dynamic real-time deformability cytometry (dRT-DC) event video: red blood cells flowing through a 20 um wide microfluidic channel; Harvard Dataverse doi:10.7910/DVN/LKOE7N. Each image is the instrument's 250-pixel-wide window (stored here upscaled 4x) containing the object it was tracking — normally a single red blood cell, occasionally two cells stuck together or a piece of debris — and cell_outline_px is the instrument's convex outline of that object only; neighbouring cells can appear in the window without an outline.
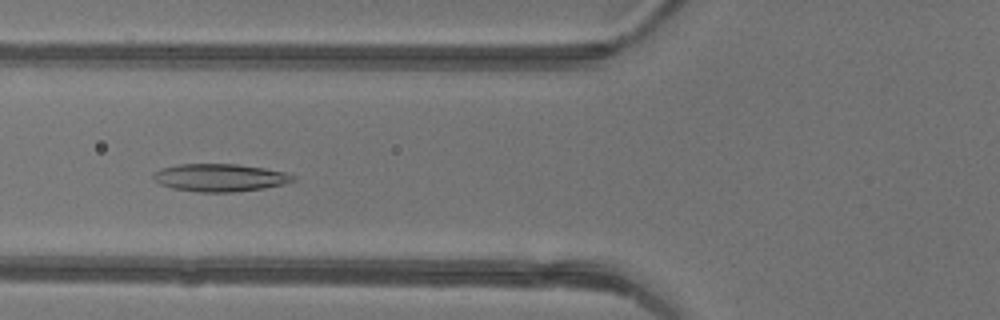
{"species": "common noctule bat (a hibernating species)", "species_latin": "Nyctalus noctula", "temperature_condition": "warm", "stored_images_in_passage": 43, "camera_frame_rate_fps": 3000, "um_per_image_px": 0.085, "animal": {"sex": "female"}, "frame": {"image": 1, "passage_image": 14, "time_ms": 4.333, "image_size_px": [1000, 320], "cell_outline_px": [[296, 180], [284, 184], [264, 188], [232, 192], [200, 192], [172, 188], [160, 184], [152, 176], [152, 172], [160, 168], [180, 164], [236, 164], [264, 168], [284, 172], [296, 176]], "centroid_in_image_um": [18.68, 15.09], "position_along_channel_um": 107.1, "area_um2": 22.54}}
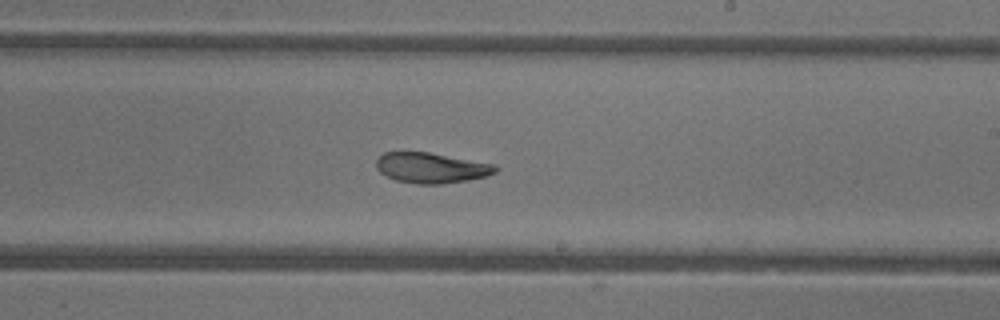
{"frame": {"image": 2, "passage_image": 24, "time_ms": 7.667, "image_size_px": [1000, 320], "cell_outline_px": [[500, 168], [496, 172], [488, 176], [468, 180], [440, 184], [416, 184], [396, 180], [380, 172], [376, 168], [376, 160], [384, 152], [428, 152], [496, 164]], "centroid_in_image_um": [36.7, 14.27], "position_along_channel_um": 252.3, "area_um2": 21.21}}
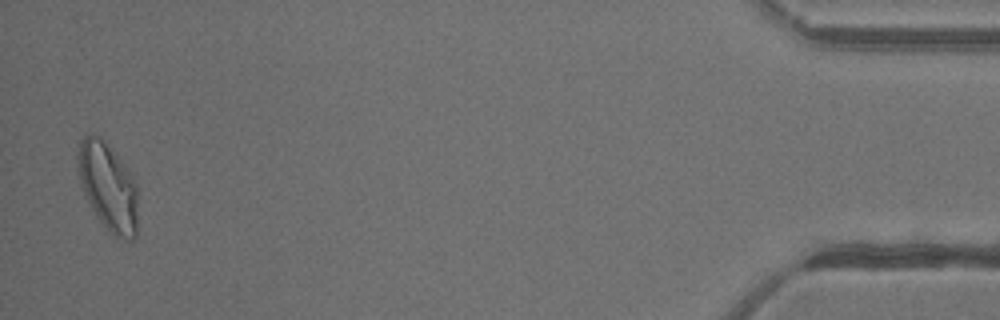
{"frame": {"image": 3, "passage_image": 42, "time_ms": 13.667, "image_size_px": [1000, 320], "cell_outline_px": [[136, 236], [132, 240], [124, 240], [116, 236], [96, 216], [80, 184], [76, 164], [76, 152], [80, 140], [84, 136], [100, 136], [120, 160], [136, 180]], "centroid_in_image_um": [9.15, 15.85], "position_along_channel_um": 426.0, "area_um2": 30.35}, "authors_computed_cell_mechanics": {"area_um2": 23.3512, "velocity_mm_per_s": 4.3534, "shape_relaxation_time_tau1_ms": 9.0528, "shape_relaxation_time_tau2_ms": 2.4989, "deformation_change_tau1": 0.2702, "deformation_change_tau2": 0.1011}}